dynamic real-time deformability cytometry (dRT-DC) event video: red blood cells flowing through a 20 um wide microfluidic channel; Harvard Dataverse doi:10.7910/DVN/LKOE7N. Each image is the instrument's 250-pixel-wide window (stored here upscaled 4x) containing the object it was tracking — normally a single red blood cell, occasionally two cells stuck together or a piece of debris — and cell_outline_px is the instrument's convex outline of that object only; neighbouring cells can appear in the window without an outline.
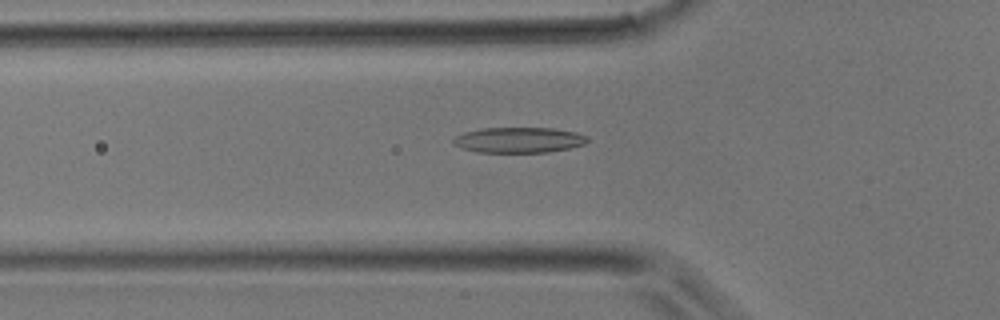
{"species": "common noctule bat (a hibernating species)", "species_latin": "Nyctalus noctula", "temperature_condition": "room temperature", "stored_images_in_passage": 31, "camera_frame_rate_fps": 3000, "um_per_image_px": 0.085, "animal": {"sex": "male", "body_mass_g": 17.9}, "frame": {"image": 1, "passage_image": 5, "time_ms": 1.333, "image_size_px": [1000, 320], "cell_outline_px": [[588, 140], [584, 144], [568, 148], [548, 152], [476, 152], [460, 148], [452, 144], [452, 140], [456, 136], [464, 132], [480, 128], [552, 128], [576, 132], [588, 136]], "centroid_in_image_um": [44.06, 11.9], "position_along_channel_um": 81.7, "area_um2": 20.0}}
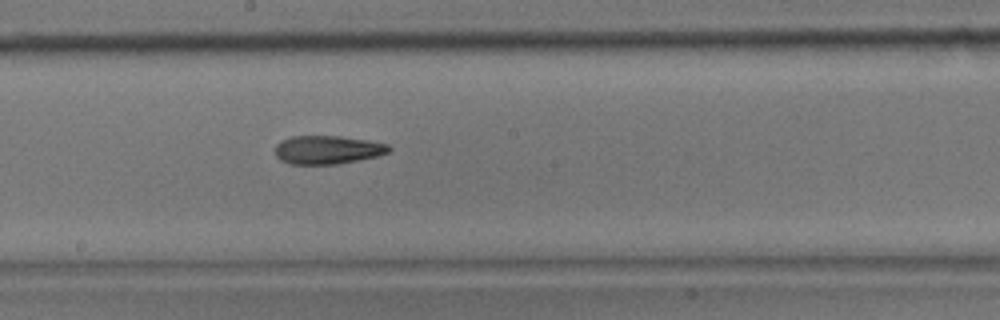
{"frame": {"image": 2, "passage_image": 13, "time_ms": 4.0, "image_size_px": [1000, 320], "cell_outline_px": [[392, 148], [388, 152], [380, 156], [336, 164], [292, 164], [280, 160], [276, 156], [276, 144], [280, 140], [292, 136], [340, 136], [368, 140], [388, 144]], "centroid_in_image_um": [27.85, 12.73], "position_along_channel_um": 220.3, "area_um2": 18.96}}
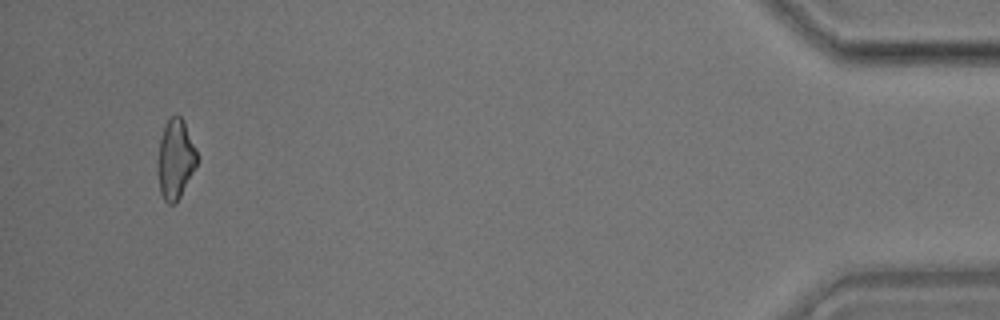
{"frame": {"image": 3, "passage_image": 29, "time_ms": 9.333, "image_size_px": [1000, 320], "cell_outline_px": [[200, 160], [176, 204], [168, 204], [164, 200], [160, 192], [156, 164], [156, 160], [160, 140], [164, 124], [176, 112], [184, 120], [196, 148]], "centroid_in_image_um": [14.92, 13.52], "position_along_channel_um": 420.3, "area_um2": 18.84}}